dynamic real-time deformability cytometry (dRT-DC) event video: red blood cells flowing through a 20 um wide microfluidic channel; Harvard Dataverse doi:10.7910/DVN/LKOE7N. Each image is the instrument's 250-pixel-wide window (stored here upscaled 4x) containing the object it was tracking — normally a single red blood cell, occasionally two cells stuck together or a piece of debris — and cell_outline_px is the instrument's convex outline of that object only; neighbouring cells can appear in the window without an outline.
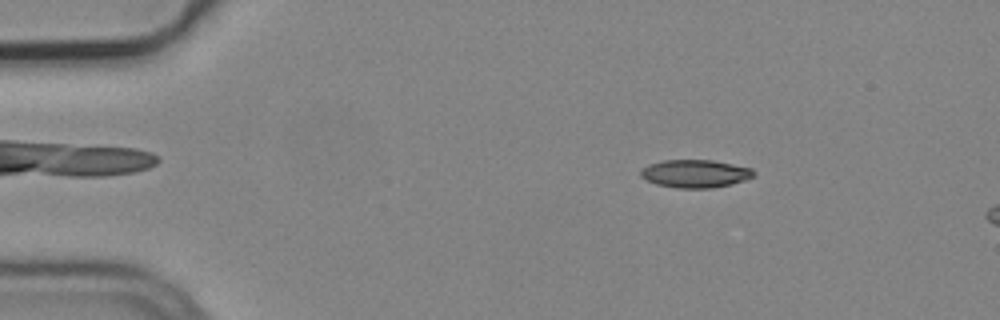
{"species": "common noctule bat (a hibernating species)", "species_latin": "Nyctalus noctula", "temperature_condition": "cold", "stored_images_in_passage": 5, "camera_frame_rate_fps": 3000, "um_per_image_px": 0.085, "animal": {"sex": "male", "body_mass_g": 19.2, "forearm_length_mm": 51.8}, "frame": {"image": 1, "passage_image": 3, "time_ms": 0.667, "image_size_px": [1000, 320], "cell_outline_px": [[756, 172], [752, 176], [744, 180], [732, 184], [712, 188], [676, 188], [656, 184], [640, 176], [640, 172], [648, 164], [664, 160], [712, 160], [752, 168]], "centroid_in_image_um": [59.09, 14.76], "position_along_channel_um": 25.9, "area_um2": 18.32}}